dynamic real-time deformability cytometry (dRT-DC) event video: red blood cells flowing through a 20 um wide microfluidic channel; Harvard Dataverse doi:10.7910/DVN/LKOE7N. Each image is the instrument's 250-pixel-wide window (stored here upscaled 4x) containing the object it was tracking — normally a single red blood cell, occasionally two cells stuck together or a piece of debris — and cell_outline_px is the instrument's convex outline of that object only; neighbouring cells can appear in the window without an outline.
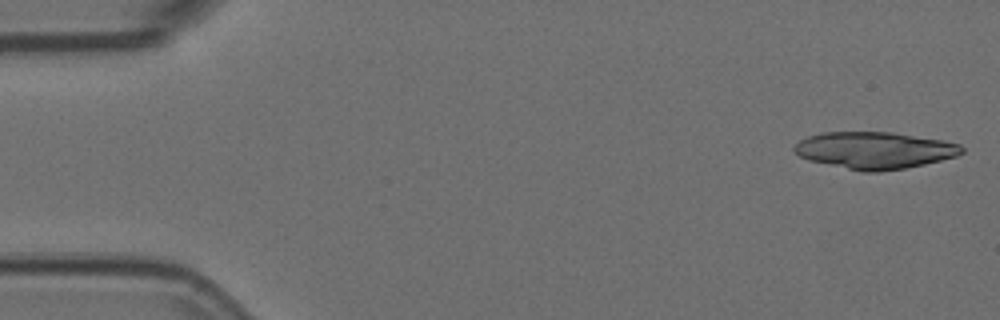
{"species": "Egyptian fruit bat (a non-hibernating species)", "species_latin": "Rousettus aegyptiacus", "temperature_condition": "room temperature", "stored_images_in_passage": 16, "camera_frame_rate_fps": 3000, "um_per_image_px": 0.085, "animal": {"sex": "female"}, "frame": {"image": 1, "passage_image": 1, "time_ms": 0.0, "image_size_px": [1000, 320], "cell_outline_px": [[964, 152], [956, 156], [924, 164], [904, 168], [880, 172], [864, 172], [808, 160], [800, 156], [792, 148], [800, 140], [808, 136], [820, 132], [892, 132], [940, 140], [960, 144], [964, 148]], "centroid_in_image_um": [74.32, 12.77], "position_along_channel_um": 10.7, "area_um2": 35.84}}